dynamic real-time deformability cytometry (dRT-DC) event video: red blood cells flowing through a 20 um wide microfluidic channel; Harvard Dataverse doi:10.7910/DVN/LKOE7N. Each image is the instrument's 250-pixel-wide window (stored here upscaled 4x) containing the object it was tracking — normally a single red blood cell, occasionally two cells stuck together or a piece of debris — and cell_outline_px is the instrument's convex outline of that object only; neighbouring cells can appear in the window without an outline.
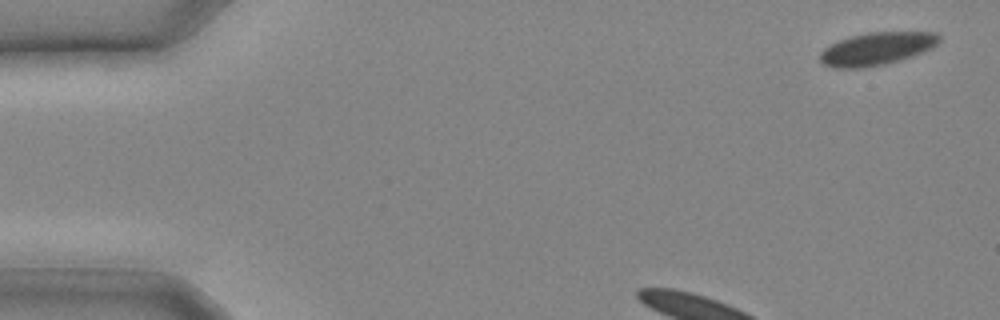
{"species": "common noctule bat (a hibernating species)", "species_latin": "Nyctalus noctula", "temperature_condition": "cold", "stored_images_in_passage": 8, "camera_frame_rate_fps": 3000, "um_per_image_px": 0.085, "animal": {"sex": "male", "body_mass_g": 20.4}, "frame": {"image": 1, "passage_image": 1, "time_ms": 0.0, "image_size_px": [1000, 320], "cell_outline_px": [[940, 40], [932, 48], [912, 56], [900, 60], [884, 64], [860, 68], [836, 68], [824, 64], [820, 60], [820, 52], [824, 48], [840, 40], [852, 36], [868, 32], [936, 32], [940, 36]], "centroid_in_image_um": [74.53, 4.14], "position_along_channel_um": 10.5, "area_um2": 22.54}}
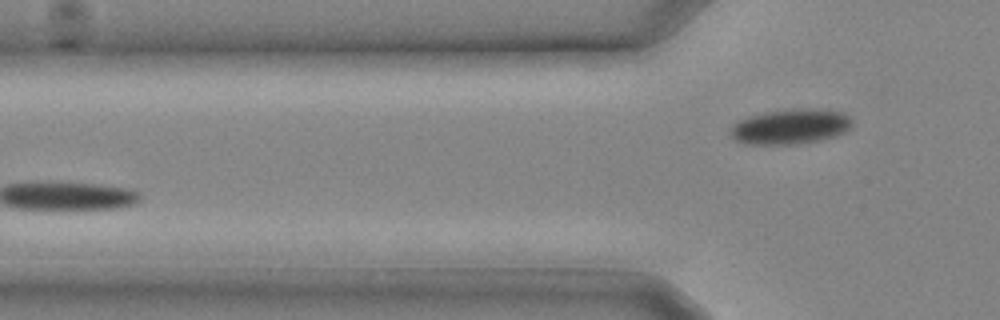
{"frame": {"image": 2, "passage_image": 8, "time_ms": 2.333, "image_size_px": [1000, 320], "cell_outline_px": [[852, 124], [844, 132], [836, 136], [796, 144], [748, 144], [736, 140], [728, 136], [732, 124], [736, 120], [748, 116], [764, 112], [792, 108], [816, 108], [844, 112], [852, 116]], "centroid_in_image_um": [67.16, 10.73], "position_along_channel_um": 58.6, "area_um2": 25.32}}